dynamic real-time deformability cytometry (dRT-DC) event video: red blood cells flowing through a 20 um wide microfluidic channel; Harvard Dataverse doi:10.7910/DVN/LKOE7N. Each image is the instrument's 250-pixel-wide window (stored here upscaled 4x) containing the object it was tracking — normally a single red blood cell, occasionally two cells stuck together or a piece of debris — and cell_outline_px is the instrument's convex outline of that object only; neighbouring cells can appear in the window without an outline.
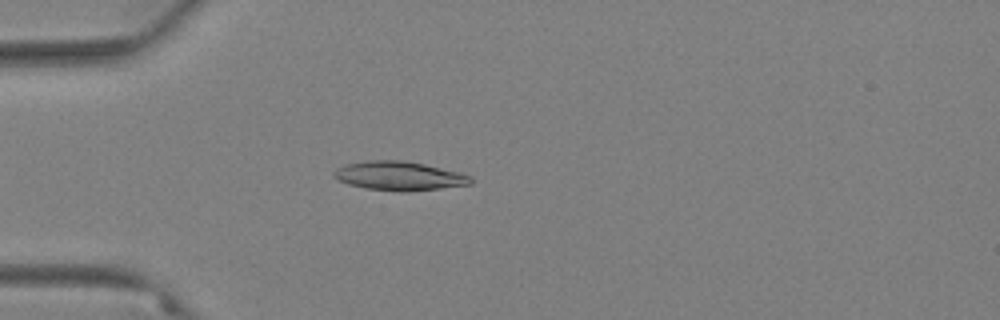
{"species": "Egyptian fruit bat (a non-hibernating species)", "species_latin": "Rousettus aegyptiacus", "temperature_condition": "warm", "stored_images_in_passage": 22, "camera_frame_rate_fps": 3000, "um_per_image_px": 0.085, "animal": {"sex": "female"}, "frame": {"image": 1, "passage_image": 15, "time_ms": 4.667, "image_size_px": [1000, 320], "cell_outline_px": [[472, 184], [408, 192], [368, 188], [348, 184], [336, 180], [332, 176], [332, 172], [336, 168], [344, 164], [368, 160], [400, 160], [424, 164], [460, 172], [472, 176]], "centroid_in_image_um": [33.9, 14.94], "position_along_channel_um": 51.1, "area_um2": 23.18}}
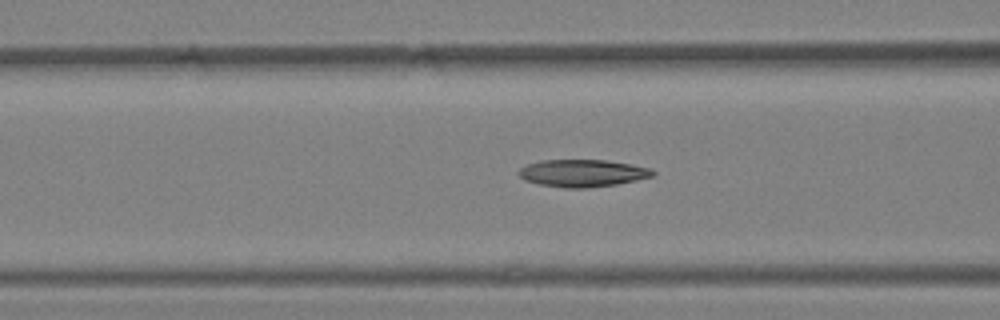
{"frame": {"image": 2, "passage_image": 22, "time_ms": 7.0, "image_size_px": [1000, 320], "cell_outline_px": [[656, 172], [652, 176], [636, 180], [616, 184], [588, 188], [564, 188], [540, 184], [524, 180], [516, 172], [520, 168], [528, 164], [540, 160], [604, 160], [632, 164], [652, 168]], "centroid_in_image_um": [49.51, 14.71], "position_along_channel_um": 117.1, "area_um2": 21.39}}